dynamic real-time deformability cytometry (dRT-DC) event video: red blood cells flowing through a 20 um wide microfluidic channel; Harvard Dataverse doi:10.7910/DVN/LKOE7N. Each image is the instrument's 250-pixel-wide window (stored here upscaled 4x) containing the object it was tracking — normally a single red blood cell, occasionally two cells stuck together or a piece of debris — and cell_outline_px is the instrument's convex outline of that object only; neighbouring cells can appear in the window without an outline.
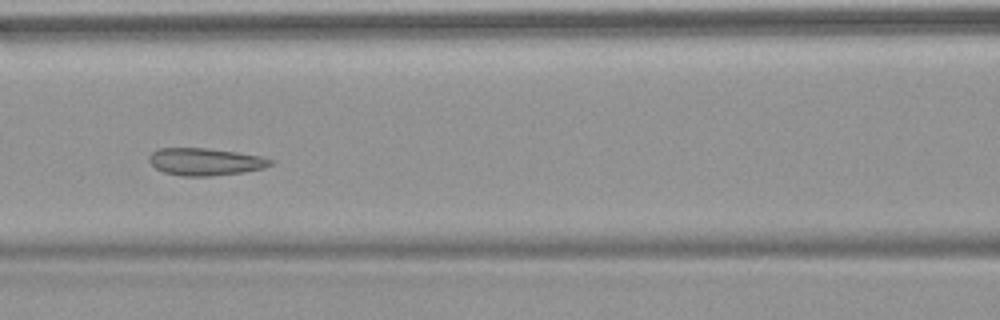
{"species": "common noctule bat (a hibernating species)", "species_latin": "Nyctalus noctula", "temperature_condition": "warm", "stored_images_in_passage": 8, "camera_frame_rate_fps": 3000, "um_per_image_px": 0.085, "animal": {"sex": "female", "body_mass_g": 18.4}, "frame": {"image": 1, "passage_image": 6, "time_ms": 6.667, "image_size_px": [1000, 320], "cell_outline_px": [[276, 160], [272, 164], [264, 168], [244, 172], [208, 176], [180, 176], [164, 172], [156, 168], [148, 160], [148, 156], [156, 148], [208, 148], [236, 152], [260, 156]], "centroid_in_image_um": [17.44, 13.74], "position_along_channel_um": 149.2, "area_um2": 19.42}}
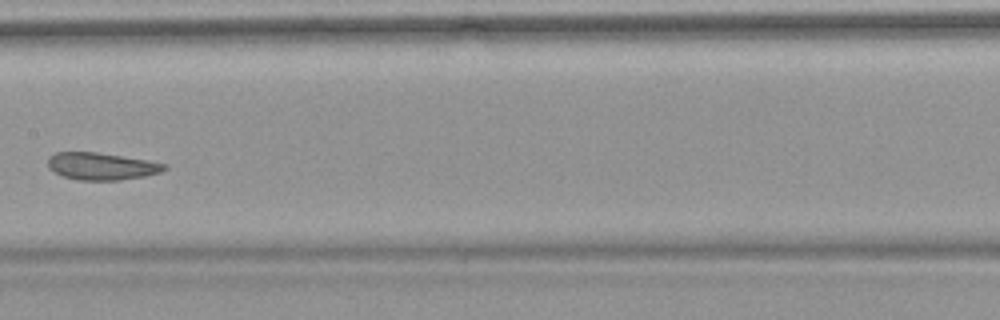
{"frame": {"image": 2, "passage_image": 7, "time_ms": 8.0, "image_size_px": [1000, 320], "cell_outline_px": [[168, 168], [160, 172], [144, 176], [120, 180], [80, 180], [64, 176], [48, 168], [48, 156], [56, 152], [96, 152], [148, 160], [168, 164]], "centroid_in_image_um": [8.65, 14.12], "position_along_channel_um": 198.8, "area_um2": 18.44}}
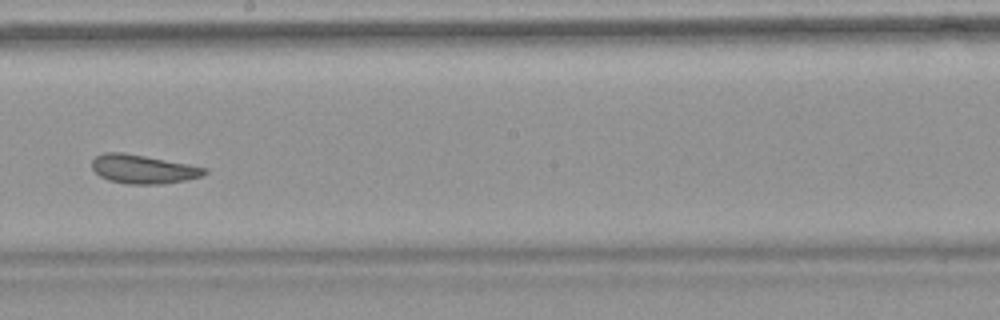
{"frame": {"image": 3, "passage_image": 8, "time_ms": 9.0, "image_size_px": [1000, 320], "cell_outline_px": [[208, 172], [200, 176], [184, 180], [164, 184], [128, 184], [108, 180], [100, 176], [92, 168], [92, 160], [96, 156], [104, 152], [124, 152], [188, 164], [208, 168]], "centroid_in_image_um": [12.15, 14.37], "position_along_channel_um": 236.1, "area_um2": 18.84}}